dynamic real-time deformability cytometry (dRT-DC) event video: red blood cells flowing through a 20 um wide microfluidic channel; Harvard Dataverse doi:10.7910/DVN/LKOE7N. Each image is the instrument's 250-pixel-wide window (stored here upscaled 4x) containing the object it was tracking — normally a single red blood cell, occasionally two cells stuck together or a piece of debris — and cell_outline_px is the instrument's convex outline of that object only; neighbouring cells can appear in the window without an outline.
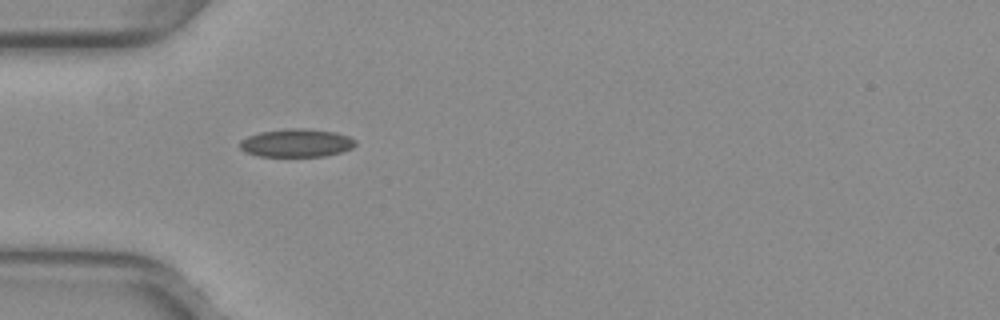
{"species": "common noctule bat (a hibernating species)", "species_latin": "Nyctalus noctula", "temperature_condition": "warm", "stored_images_in_passage": 32, "camera_frame_rate_fps": 3000, "um_per_image_px": 0.085, "animal": {"sex": "female", "body_mass_g": 29.2, "forearm_length_mm": 56.3}, "frame": {"image": 1, "passage_image": 1, "time_ms": 0.0, "image_size_px": [1000, 320], "cell_outline_px": [[356, 144], [352, 148], [340, 152], [324, 156], [256, 156], [244, 152], [240, 148], [240, 140], [248, 136], [260, 132], [288, 128], [300, 128], [336, 132], [348, 136], [356, 140]], "centroid_in_image_um": [25.18, 12.15], "position_along_channel_um": 59.8, "area_um2": 18.96}}
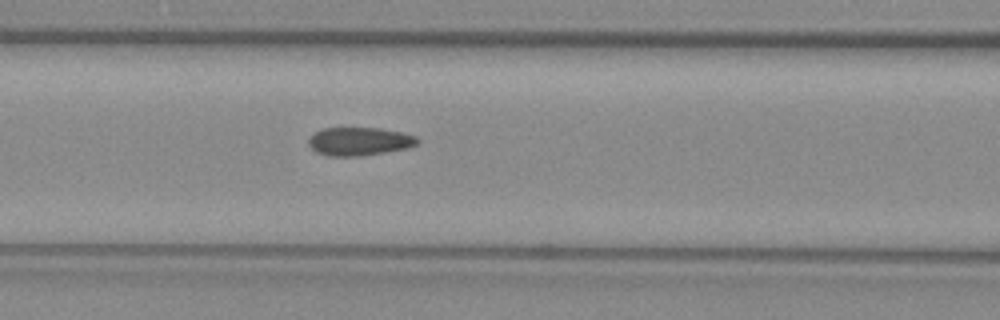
{"frame": {"image": 2, "passage_image": 7, "time_ms": 2.0, "image_size_px": [1000, 320], "cell_outline_px": [[420, 140], [416, 144], [404, 148], [384, 152], [360, 156], [328, 156], [316, 152], [308, 144], [308, 140], [316, 132], [324, 128], [380, 128], [400, 132], [416, 136]], "centroid_in_image_um": [30.52, 12.02], "position_along_channel_um": 136.1, "area_um2": 17.69}}
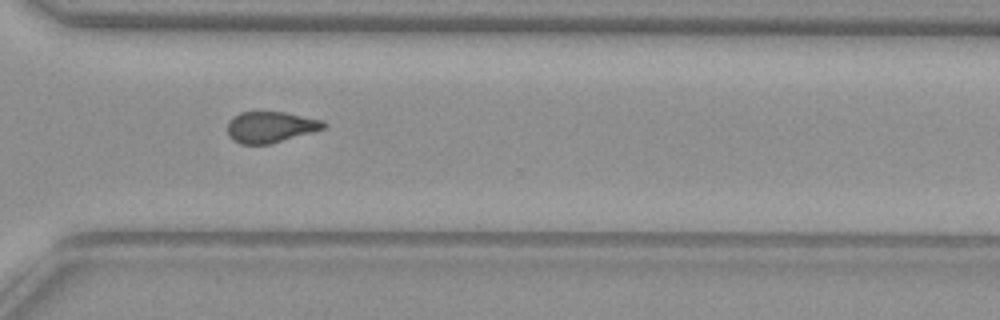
{"frame": {"image": 3, "passage_image": 23, "time_ms": 7.333, "image_size_px": [1000, 320], "cell_outline_px": [[328, 124], [324, 128], [312, 132], [268, 144], [240, 144], [232, 140], [228, 136], [228, 120], [232, 116], [240, 112], [284, 112], [324, 120]], "centroid_in_image_um": [22.97, 10.79], "position_along_channel_um": 347.6, "area_um2": 17.46}, "authors_computed_cell_mechanics": {"area_um2": 18.1492, "velocity_mm_per_s": 3.9721, "shape_relaxation_time_tau1_ms": null, "shape_relaxation_time_tau2_ms": 2.2778, "deformation_change_tau1": null, "deformation_change_tau2": 0.0827}}